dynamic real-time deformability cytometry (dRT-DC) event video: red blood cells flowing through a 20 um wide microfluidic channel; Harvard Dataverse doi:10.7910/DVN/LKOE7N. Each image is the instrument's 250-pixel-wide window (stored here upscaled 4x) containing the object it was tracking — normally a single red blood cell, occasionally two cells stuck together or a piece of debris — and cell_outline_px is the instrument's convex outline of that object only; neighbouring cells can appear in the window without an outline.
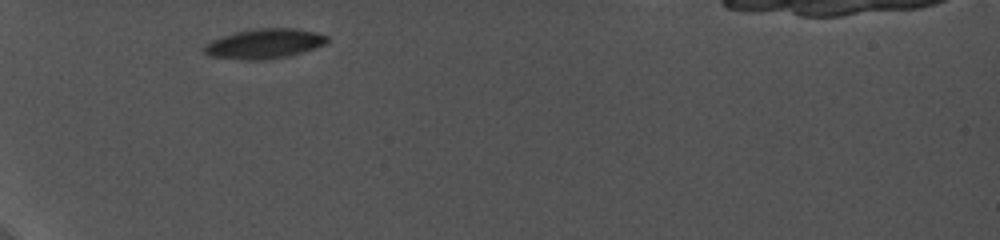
{"species": "common noctule bat (a hibernating species)", "species_latin": "Nyctalus noctula", "temperature_condition": "cold", "stored_images_in_passage": 3, "camera_frame_rate_fps": 5000, "um_per_image_px": 0.085, "animal": {"sex": "female", "body_mass_g": 19.0, "forearm_length_mm": 56.7}, "frame": {"image": 1, "passage_image": 2, "time_ms": 1.2, "image_size_px": [1000, 240], "cell_outline_px": [[328, 40], [324, 44], [288, 56], [268, 60], [248, 60], [208, 56], [204, 52], [204, 48], [212, 40], [236, 32], [260, 28], [296, 28], [316, 32], [328, 36]], "centroid_in_image_um": [22.48, 3.72], "position_along_channel_um": 62.5, "area_um2": 21.04}}